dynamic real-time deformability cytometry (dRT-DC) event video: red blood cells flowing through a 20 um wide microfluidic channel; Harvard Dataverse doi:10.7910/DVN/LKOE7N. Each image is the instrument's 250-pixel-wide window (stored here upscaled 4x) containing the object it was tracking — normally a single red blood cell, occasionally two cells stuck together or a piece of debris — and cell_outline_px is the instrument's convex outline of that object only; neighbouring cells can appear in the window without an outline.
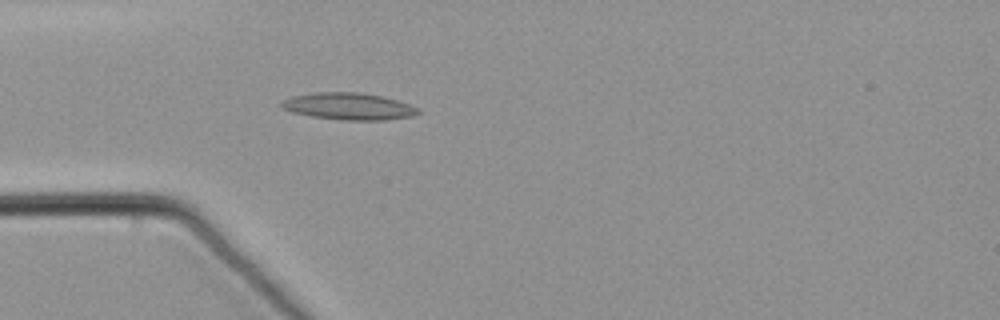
{"species": "common noctule bat (a hibernating species)", "species_latin": "Nyctalus noctula", "temperature_condition": "warm", "stored_images_in_passage": 42, "camera_frame_rate_fps": 3000, "um_per_image_px": 0.085, "animal": {"sex": "male", "body_mass_g": 21.5, "forearm_length_mm": 52.0}, "frame": {"image": 1, "passage_image": 1, "time_ms": 0.0, "image_size_px": [1000, 320], "cell_outline_px": [[420, 112], [412, 116], [384, 120], [340, 120], [312, 116], [292, 112], [280, 108], [280, 100], [292, 96], [316, 92], [360, 92], [380, 96], [396, 100], [408, 104], [416, 108]], "centroid_in_image_um": [29.56, 9.03], "position_along_channel_um": 55.4, "area_um2": 21.39}}
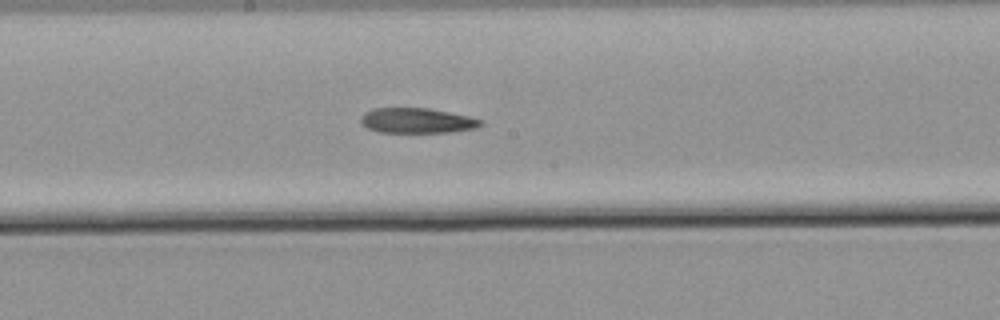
{"frame": {"image": 2, "passage_image": 15, "time_ms": 4.667, "image_size_px": [1000, 320], "cell_outline_px": [[484, 124], [476, 128], [452, 132], [380, 132], [368, 128], [360, 124], [360, 116], [364, 112], [372, 108], [428, 108], [468, 116], [484, 120]], "centroid_in_image_um": [35.43, 10.25], "position_along_channel_um": 212.8, "area_um2": 17.69}}
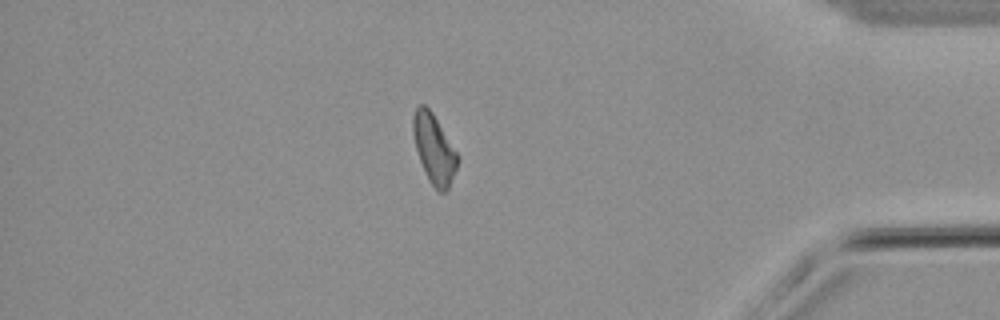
{"frame": {"image": 3, "passage_image": 34, "time_ms": 11.0, "image_size_px": [1000, 320], "cell_outline_px": [[460, 160], [448, 188], [444, 192], [436, 192], [428, 180], [420, 160], [416, 148], [412, 132], [412, 116], [416, 108], [420, 104], [424, 104], [432, 112], [460, 156]], "centroid_in_image_um": [36.9, 12.66], "position_along_channel_um": 398.3, "area_um2": 18.09}}